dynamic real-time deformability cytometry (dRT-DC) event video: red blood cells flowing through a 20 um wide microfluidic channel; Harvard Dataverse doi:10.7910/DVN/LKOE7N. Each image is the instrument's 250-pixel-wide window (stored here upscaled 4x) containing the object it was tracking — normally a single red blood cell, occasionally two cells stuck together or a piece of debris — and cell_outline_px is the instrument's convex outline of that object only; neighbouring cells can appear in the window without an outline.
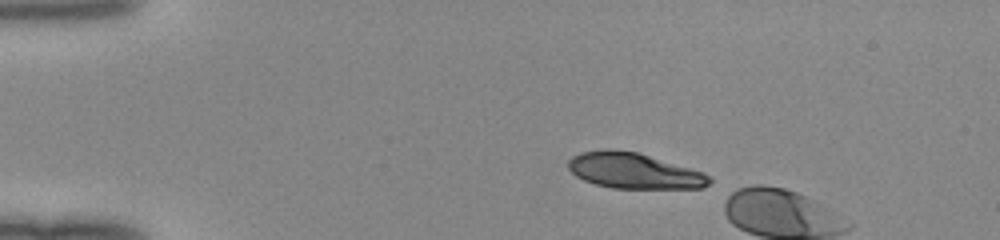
{"species": "human", "species_latin": "Homo sapiens", "temperature_condition": "room temperature", "stored_images_in_passage": 4, "camera_frame_rate_fps": 3000, "um_per_image_px": 0.085, "donor": {"sex": "female"}, "frame": {"image": 1, "passage_image": 1, "time_ms": 0.0, "image_size_px": [1000, 240], "cell_outline_px": [[712, 180], [704, 188], [612, 188], [596, 184], [584, 180], [576, 176], [568, 168], [568, 160], [572, 156], [580, 152], [604, 148], [612, 148], [636, 152], [692, 168], [704, 172], [712, 176]], "centroid_in_image_um": [53.89, 14.5], "position_along_channel_um": 31.1, "area_um2": 29.54}}